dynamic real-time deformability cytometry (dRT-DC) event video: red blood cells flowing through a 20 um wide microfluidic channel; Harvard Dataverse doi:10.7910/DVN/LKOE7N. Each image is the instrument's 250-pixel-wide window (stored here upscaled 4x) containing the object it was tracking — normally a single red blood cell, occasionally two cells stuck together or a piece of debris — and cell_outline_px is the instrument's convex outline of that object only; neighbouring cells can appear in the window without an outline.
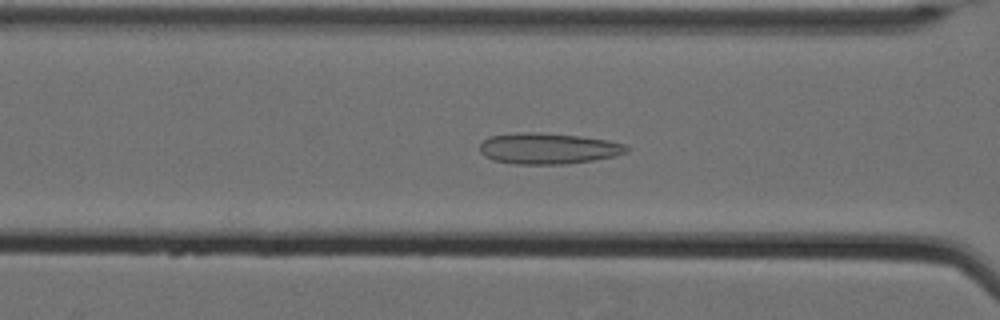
{"species": "Egyptian fruit bat (a non-hibernating species)", "species_latin": "Rousettus aegyptiacus", "temperature_condition": "cold", "stored_images_in_passage": 62, "camera_frame_rate_fps": 3000, "um_per_image_px": 0.085, "animal": {"sex": "female"}, "frame": {"image": 1, "passage_image": 29, "time_ms": 9.333, "image_size_px": [1000, 320], "cell_outline_px": [[628, 152], [616, 156], [592, 160], [564, 164], [516, 164], [492, 160], [484, 156], [480, 152], [480, 144], [488, 136], [520, 132], [532, 132], [580, 136], [608, 140], [624, 144], [628, 148]], "centroid_in_image_um": [46.57, 12.62], "position_along_channel_um": 120.0, "area_um2": 26.53}}
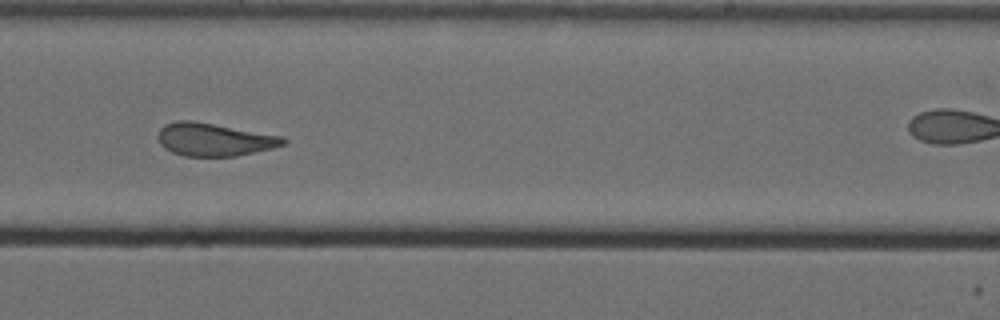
{"frame": {"image": 2, "passage_image": 42, "time_ms": 13.667, "image_size_px": [1000, 320], "cell_outline_px": [[288, 140], [284, 144], [272, 148], [236, 156], [184, 156], [172, 152], [164, 148], [160, 144], [156, 136], [160, 128], [164, 124], [176, 120], [188, 120], [284, 136]], "centroid_in_image_um": [18.17, 11.86], "position_along_channel_um": 270.8, "area_um2": 23.99}}
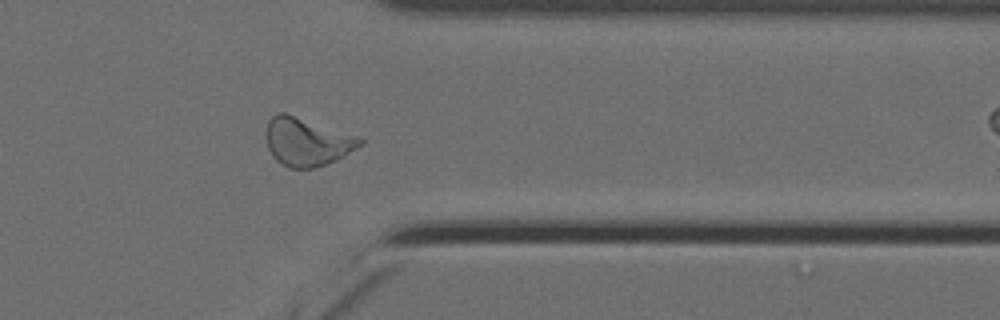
{"frame": {"image": 3, "passage_image": 52, "time_ms": 17.0, "image_size_px": [1000, 320], "cell_outline_px": [[364, 144], [336, 160], [328, 164], [312, 168], [288, 168], [280, 164], [272, 156], [268, 148], [264, 132], [268, 120], [276, 112], [284, 112], [360, 136], [364, 140]], "centroid_in_image_um": [26.07, 12.04], "position_along_channel_um": 385.3, "area_um2": 26.82}, "authors_computed_cell_mechanics": {"area_um2": 26.6747, "velocity_mm_per_s": 3.4858, "shape_relaxation_time_tau1_ms": null, "shape_relaxation_time_tau2_ms": 2.1857, "deformation_change_tau1": null, "deformation_change_tau2": 0.1098}}